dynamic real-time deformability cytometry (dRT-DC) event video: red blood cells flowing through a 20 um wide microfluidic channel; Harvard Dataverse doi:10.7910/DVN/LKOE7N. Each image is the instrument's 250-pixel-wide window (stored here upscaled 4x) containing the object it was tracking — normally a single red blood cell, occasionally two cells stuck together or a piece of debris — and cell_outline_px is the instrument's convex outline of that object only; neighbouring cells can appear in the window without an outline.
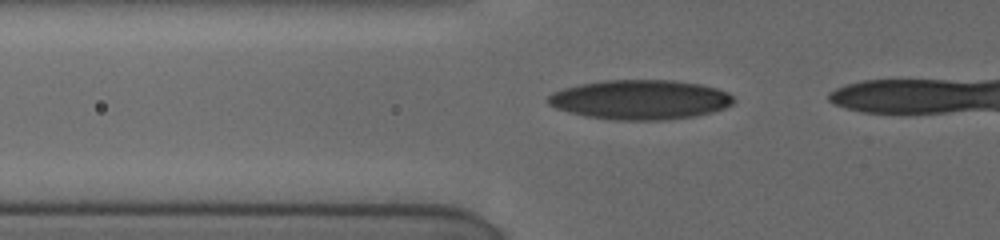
{"species": "human", "species_latin": "Homo sapiens", "temperature_condition": "cold", "stored_images_in_passage": 12, "camera_frame_rate_fps": 3000, "um_per_image_px": 0.085, "donor": {"sex": "female"}, "frame": {"image": 1, "passage_image": 9, "time_ms": 4.333, "image_size_px": [1000, 240], "cell_outline_px": [[736, 100], [732, 104], [724, 108], [712, 112], [696, 116], [660, 120], [616, 120], [588, 116], [556, 108], [548, 104], [544, 100], [552, 92], [564, 88], [580, 84], [604, 80], [672, 80], [700, 84], [716, 88], [728, 92]], "centroid_in_image_um": [54.42, 8.46], "position_along_channel_um": 71.4, "area_um2": 42.77}}